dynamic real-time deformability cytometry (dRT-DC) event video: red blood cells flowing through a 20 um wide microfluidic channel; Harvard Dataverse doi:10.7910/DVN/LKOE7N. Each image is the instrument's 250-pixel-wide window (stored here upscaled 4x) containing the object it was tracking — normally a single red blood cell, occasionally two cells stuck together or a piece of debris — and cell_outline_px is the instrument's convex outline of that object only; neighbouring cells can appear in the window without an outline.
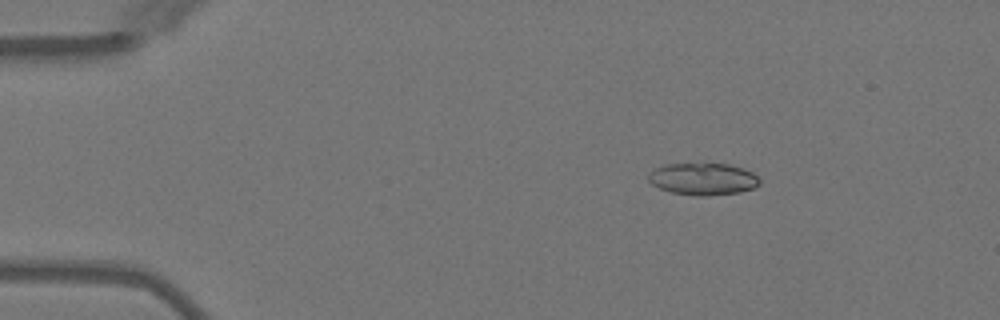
{"species": "Egyptian fruit bat (a non-hibernating species)", "species_latin": "Rousettus aegyptiacus", "temperature_condition": "warm", "stored_images_in_passage": 5, "camera_frame_rate_fps": 3000, "um_per_image_px": 0.085, "animal": {"sex": "female"}, "frame": {"image": 1, "passage_image": 2, "time_ms": 1.333, "image_size_px": [1000, 320], "cell_outline_px": [[760, 184], [752, 188], [740, 192], [708, 196], [696, 196], [672, 192], [660, 188], [652, 184], [648, 180], [648, 172], [664, 164], [728, 164], [744, 168], [752, 172], [760, 180]], "centroid_in_image_um": [59.75, 15.22], "position_along_channel_um": 25.3, "area_um2": 20.75}}